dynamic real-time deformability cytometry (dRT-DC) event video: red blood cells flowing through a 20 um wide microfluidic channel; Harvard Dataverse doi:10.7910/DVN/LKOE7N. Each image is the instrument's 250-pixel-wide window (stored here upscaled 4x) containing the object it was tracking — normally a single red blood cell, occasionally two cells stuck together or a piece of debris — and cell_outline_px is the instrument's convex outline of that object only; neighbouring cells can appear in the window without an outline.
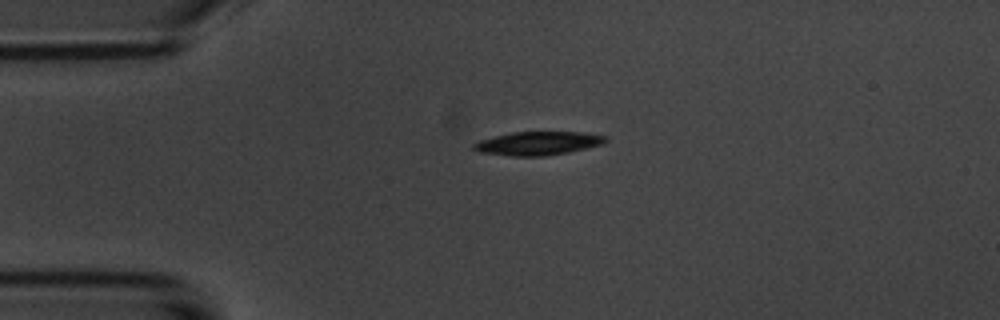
{"species": "common noctule bat (a hibernating species)", "species_latin": "Nyctalus noctula", "temperature_condition": "room temperature", "stored_images_in_passage": 3, "camera_frame_rate_fps": 3000, "um_per_image_px": 0.085, "animal": {"sex": "male", "body_mass_g": 20.1, "forearm_length_mm": 53.5}, "frame": {"image": 1, "passage_image": 1, "time_ms": 0.0, "image_size_px": [1000, 320], "cell_outline_px": [[608, 140], [604, 144], [568, 152], [548, 156], [508, 156], [480, 152], [472, 148], [472, 144], [480, 140], [512, 132], [584, 132], [608, 136]], "centroid_in_image_um": [45.76, 12.18], "position_along_channel_um": 39.2, "area_um2": 18.21}}